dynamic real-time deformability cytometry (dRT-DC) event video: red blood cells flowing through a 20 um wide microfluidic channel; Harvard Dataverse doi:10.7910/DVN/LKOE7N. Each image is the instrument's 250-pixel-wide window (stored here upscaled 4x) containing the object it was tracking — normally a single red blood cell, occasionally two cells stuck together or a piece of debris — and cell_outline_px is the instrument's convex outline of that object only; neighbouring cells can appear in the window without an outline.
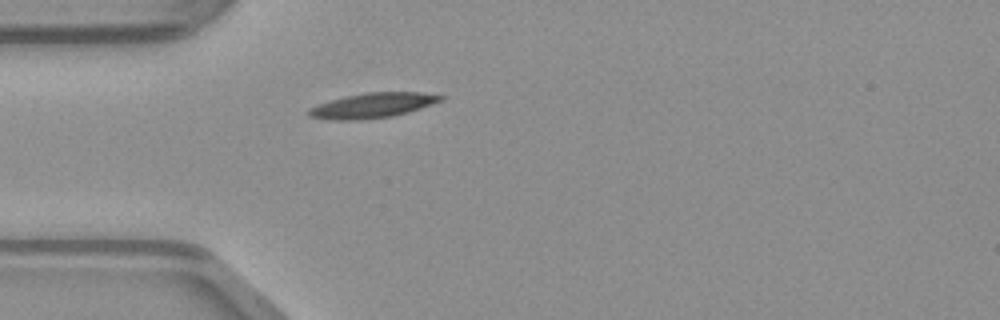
{"species": "common noctule bat (a hibernating species)", "species_latin": "Nyctalus noctula", "temperature_condition": "warm", "stored_images_in_passage": 36, "camera_frame_rate_fps": 3000, "um_per_image_px": 0.085, "animal": {"sex": "male", "body_mass_g": 23.1, "forearm_length_mm": 52.7}, "frame": {"image": 1, "passage_image": 1, "time_ms": 0.0, "image_size_px": [1000, 320], "cell_outline_px": [[444, 100], [408, 112], [392, 116], [360, 120], [332, 120], [308, 116], [304, 112], [308, 108], [344, 96], [368, 92], [420, 92], [444, 96]], "centroid_in_image_um": [31.64, 8.96], "position_along_channel_um": 53.4, "area_um2": 19.19}}
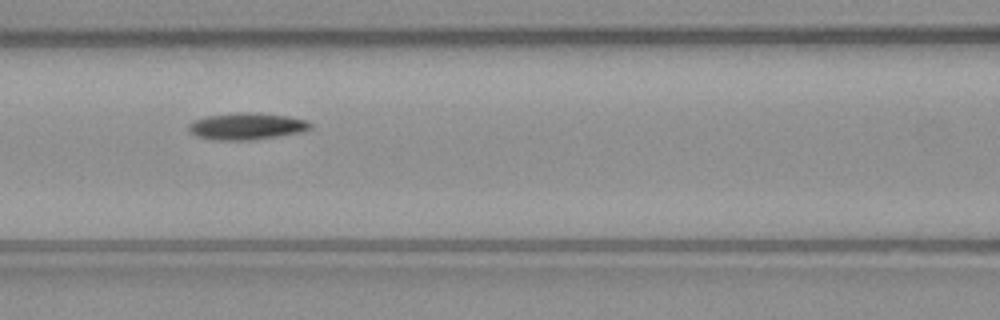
{"frame": {"image": 2, "passage_image": 8, "time_ms": 2.333, "image_size_px": [1000, 320], "cell_outline_px": [[312, 128], [300, 132], [252, 140], [212, 140], [196, 136], [188, 128], [188, 124], [196, 120], [208, 116], [240, 112], [256, 112], [288, 116], [308, 120], [312, 124]], "centroid_in_image_um": [21.0, 10.73], "position_along_channel_um": 145.6, "area_um2": 18.96}}
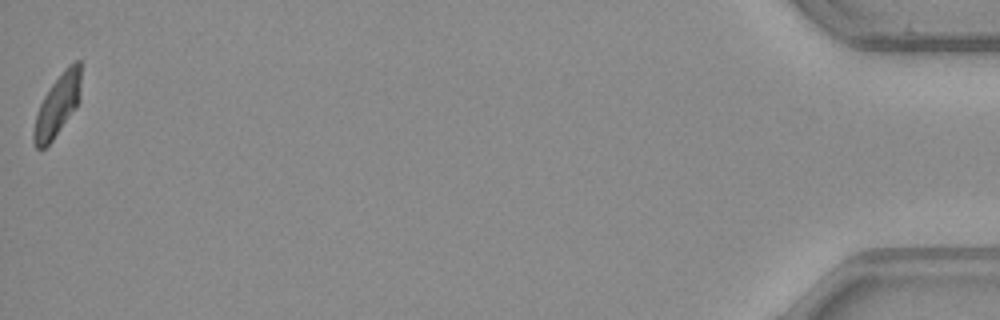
{"frame": {"image": 3, "passage_image": 36, "time_ms": 11.667, "image_size_px": [1000, 320], "cell_outline_px": [[80, 100], [76, 108], [52, 140], [44, 148], [36, 148], [32, 140], [32, 132], [36, 116], [40, 104], [44, 96], [52, 84], [64, 68], [68, 64], [76, 60], [80, 60]], "centroid_in_image_um": [4.88, 8.94], "position_along_channel_um": 430.3, "area_um2": 16.88}}